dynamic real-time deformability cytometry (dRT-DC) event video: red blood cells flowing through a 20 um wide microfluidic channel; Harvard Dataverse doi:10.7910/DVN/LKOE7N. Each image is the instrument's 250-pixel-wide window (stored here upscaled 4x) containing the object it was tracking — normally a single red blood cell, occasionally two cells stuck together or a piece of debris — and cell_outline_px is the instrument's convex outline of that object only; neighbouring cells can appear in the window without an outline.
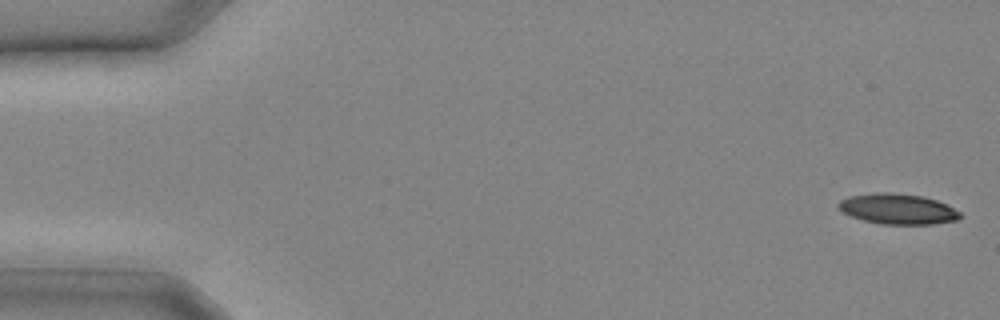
{"species": "common noctule bat (a hibernating species)", "species_latin": "Nyctalus noctula", "temperature_condition": "cold", "stored_images_in_passage": 18, "camera_frame_rate_fps": 3000, "um_per_image_px": 0.085, "animal": {"sex": "male", "body_mass_g": 20.4}, "frame": {"image": 1, "passage_image": 1, "time_ms": 0.0, "image_size_px": [1000, 320], "cell_outline_px": [[960, 216], [956, 220], [932, 224], [880, 224], [864, 220], [852, 216], [836, 208], [836, 204], [840, 200], [848, 196], [876, 192], [888, 192], [924, 196], [936, 200], [960, 212]], "centroid_in_image_um": [76.25, 17.75], "position_along_channel_um": 8.8, "area_um2": 21.5}}
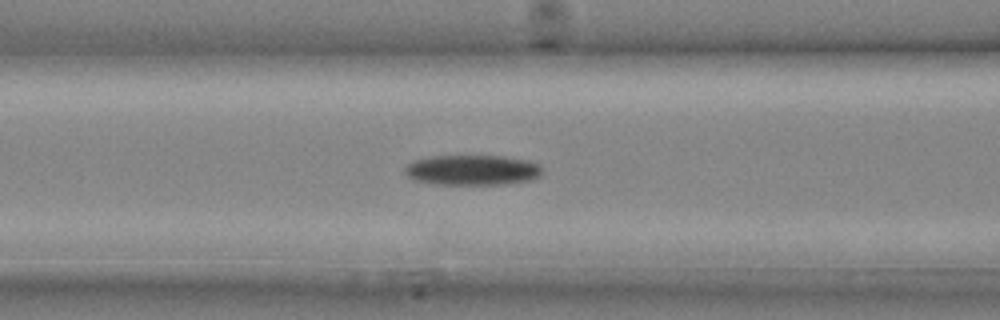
{"frame": {"image": 2, "passage_image": 11, "time_ms": 3.333, "image_size_px": [1000, 320], "cell_outline_px": [[544, 168], [540, 176], [532, 180], [496, 184], [440, 184], [416, 180], [408, 176], [404, 172], [404, 168], [412, 160], [432, 156], [504, 156], [532, 160], [540, 164]], "centroid_in_image_um": [40.2, 14.44], "position_along_channel_um": 126.4, "area_um2": 24.33}}
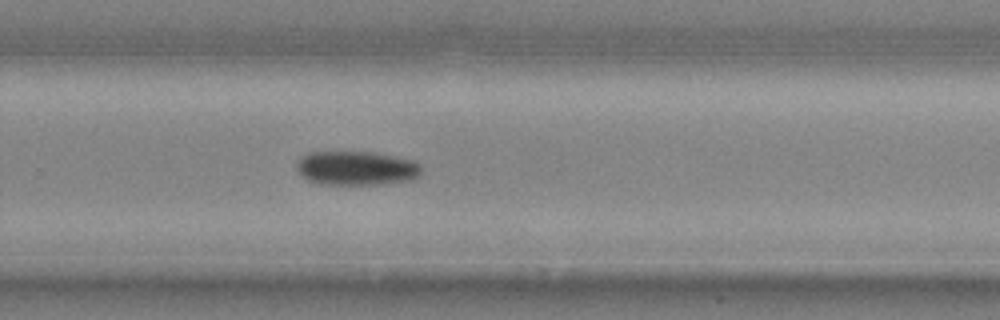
{"frame": {"image": 3, "passage_image": 18, "time_ms": 5.667, "image_size_px": [1000, 320], "cell_outline_px": [[420, 172], [416, 176], [408, 180], [376, 184], [320, 184], [308, 180], [296, 168], [296, 164], [300, 156], [308, 152], [372, 152], [412, 160], [420, 164]], "centroid_in_image_um": [30.23, 14.28], "position_along_channel_um": 299.6, "area_um2": 24.45}}